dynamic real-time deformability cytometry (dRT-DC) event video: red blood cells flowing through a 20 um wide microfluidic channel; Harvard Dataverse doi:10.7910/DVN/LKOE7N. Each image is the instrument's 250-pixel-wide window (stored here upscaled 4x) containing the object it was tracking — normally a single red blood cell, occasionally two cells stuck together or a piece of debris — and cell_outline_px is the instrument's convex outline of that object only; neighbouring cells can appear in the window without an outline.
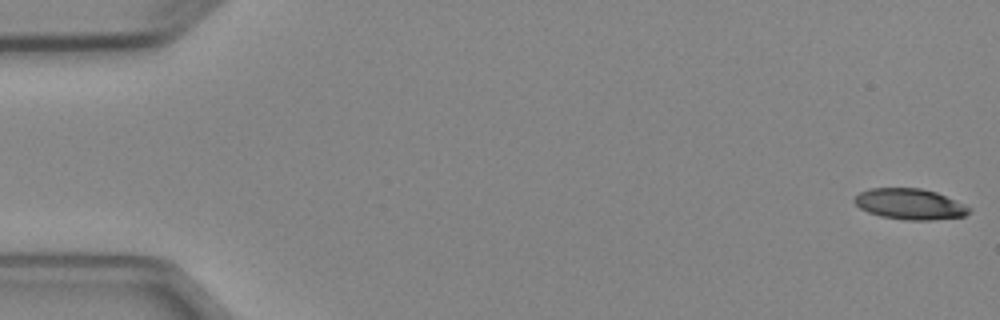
{"species": "Egyptian fruit bat (a non-hibernating species)", "species_latin": "Rousettus aegyptiacus", "temperature_condition": "cold", "stored_images_in_passage": 5, "camera_frame_rate_fps": 3000, "um_per_image_px": 0.085, "animal": {"sex": "female"}, "frame": {"image": 1, "passage_image": 1, "time_ms": 0.0, "image_size_px": [1000, 320], "cell_outline_px": [[972, 208], [964, 216], [932, 220], [904, 220], [880, 216], [868, 212], [860, 208], [852, 200], [860, 192], [868, 188], [920, 188], [936, 192], [964, 204]], "centroid_in_image_um": [77.31, 17.35], "position_along_channel_um": 7.7, "area_um2": 20.58}}